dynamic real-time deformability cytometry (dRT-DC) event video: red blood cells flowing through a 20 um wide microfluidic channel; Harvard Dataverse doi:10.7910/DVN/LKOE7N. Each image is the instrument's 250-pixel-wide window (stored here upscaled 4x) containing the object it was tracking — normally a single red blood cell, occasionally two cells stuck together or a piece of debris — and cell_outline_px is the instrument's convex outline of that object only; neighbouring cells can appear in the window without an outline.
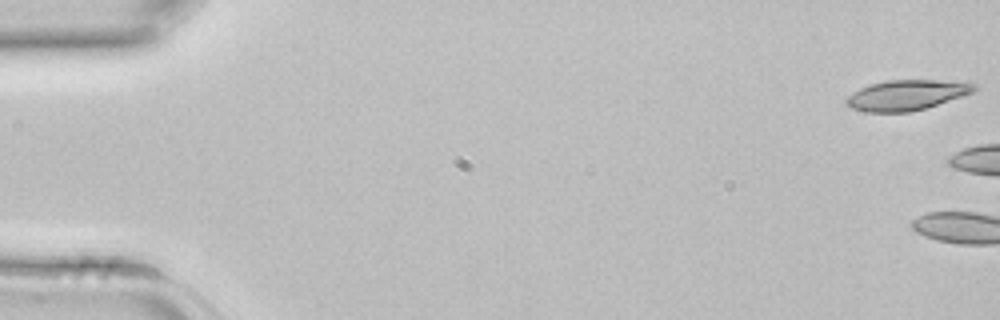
{"species": "common noctule bat (a hibernating species)", "species_latin": "Nyctalus noctula", "temperature_condition": "room temperature", "stored_images_in_passage": 3, "camera_frame_rate_fps": 3000, "um_per_image_px": 0.085, "animal": {"sex": "female", "body_mass_g": 22.7, "forearm_length_mm": 54.2}, "frame": {"image": 1, "passage_image": 1, "time_ms": 0.0, "image_size_px": [1000, 320], "cell_outline_px": [[980, 88], [976, 92], [924, 108], [908, 112], [864, 112], [852, 108], [844, 100], [852, 92], [860, 88], [872, 84], [888, 80], [968, 80], [976, 84]], "centroid_in_image_um": [77.17, 8.06], "position_along_channel_um": 7.8, "area_um2": 22.89}}